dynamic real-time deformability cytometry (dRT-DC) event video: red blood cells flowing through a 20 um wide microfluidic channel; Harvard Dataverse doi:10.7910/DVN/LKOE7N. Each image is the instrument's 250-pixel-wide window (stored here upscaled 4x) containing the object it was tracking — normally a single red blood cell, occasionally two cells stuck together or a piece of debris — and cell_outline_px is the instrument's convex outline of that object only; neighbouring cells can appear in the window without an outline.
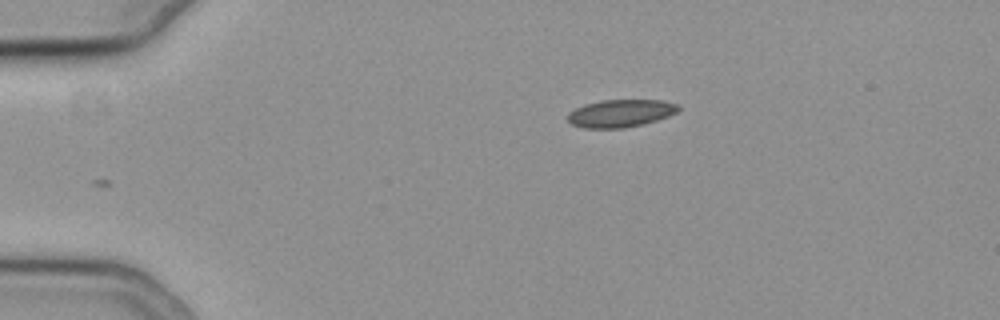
{"species": "common noctule bat (a hibernating species)", "species_latin": "Nyctalus noctula", "temperature_condition": "cold", "stored_images_in_passage": 45, "camera_frame_rate_fps": 3000, "um_per_image_px": 0.085, "animal": {"sex": "female", "body_mass_g": 19.3, "forearm_length_mm": 54.1}, "frame": {"image": 1, "passage_image": 1, "time_ms": 0.0, "image_size_px": [1000, 320], "cell_outline_px": [[680, 108], [676, 112], [668, 116], [644, 124], [624, 128], [584, 128], [572, 124], [568, 120], [568, 112], [584, 104], [600, 100], [660, 100], [680, 104]], "centroid_in_image_um": [52.75, 9.62], "position_along_channel_um": 32.3, "area_um2": 17.86}}
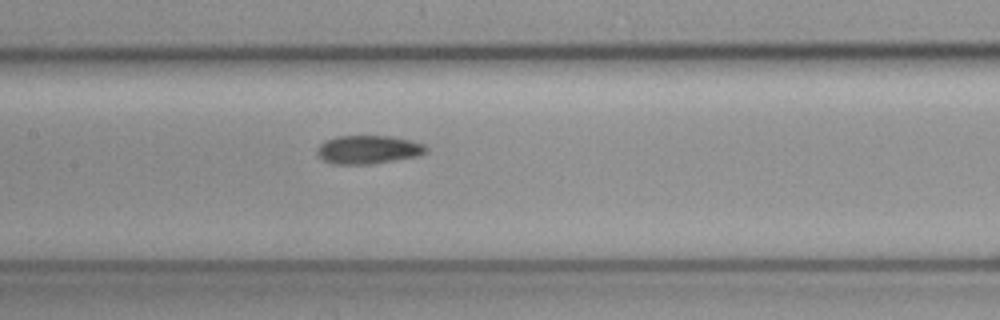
{"frame": {"image": 2, "passage_image": 17, "time_ms": 5.333, "image_size_px": [1000, 320], "cell_outline_px": [[428, 152], [420, 156], [372, 164], [332, 164], [324, 160], [316, 152], [320, 144], [324, 140], [336, 136], [392, 136], [424, 144], [428, 148]], "centroid_in_image_um": [31.32, 12.72], "position_along_channel_um": 176.1, "area_um2": 18.21}}
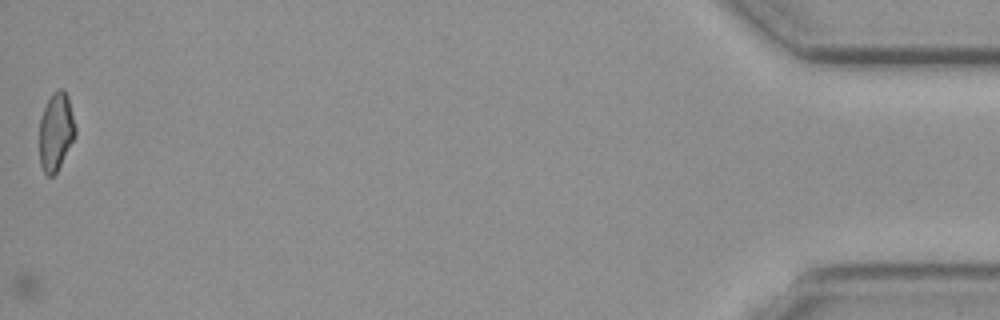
{"frame": {"image": 3, "passage_image": 45, "time_ms": 14.667, "image_size_px": [1000, 320], "cell_outline_px": [[76, 136], [56, 172], [52, 176], [48, 176], [44, 172], [40, 164], [40, 116], [52, 92], [60, 88], [64, 88], [68, 96], [76, 128]], "centroid_in_image_um": [4.76, 11.16], "position_along_channel_um": 430.4, "area_um2": 16.36}}